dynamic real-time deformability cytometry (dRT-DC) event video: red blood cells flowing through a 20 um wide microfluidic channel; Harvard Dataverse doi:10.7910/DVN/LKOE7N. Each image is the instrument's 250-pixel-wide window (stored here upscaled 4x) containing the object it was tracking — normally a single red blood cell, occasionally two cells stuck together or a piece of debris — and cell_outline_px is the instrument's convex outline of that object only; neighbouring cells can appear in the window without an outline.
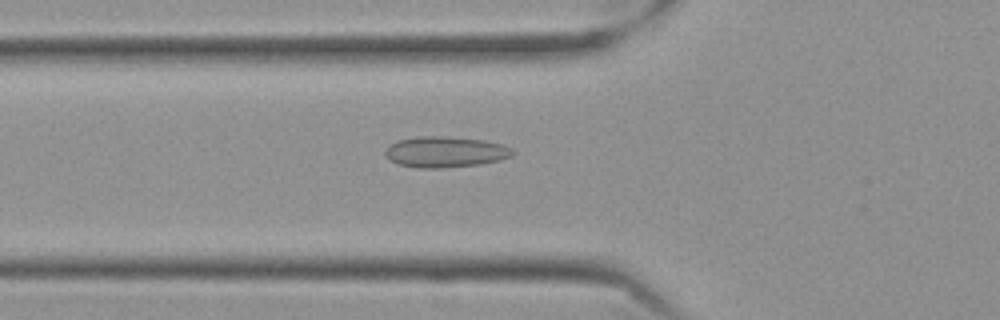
{"species": "Egyptian fruit bat (a non-hibernating species)", "species_latin": "Rousettus aegyptiacus", "temperature_condition": "cold", "stored_images_in_passage": 51, "camera_frame_rate_fps": 3000, "um_per_image_px": 0.085, "frame": {"image": 1, "passage_image": 14, "time_ms": 4.333, "image_size_px": [1000, 320], "cell_outline_px": [[516, 152], [512, 156], [500, 160], [480, 164], [440, 168], [416, 168], [396, 164], [384, 152], [396, 140], [424, 136], [444, 136], [484, 140], [500, 144], [512, 148]], "centroid_in_image_um": [37.88, 12.92], "position_along_channel_um": 87.9, "area_um2": 22.83}}
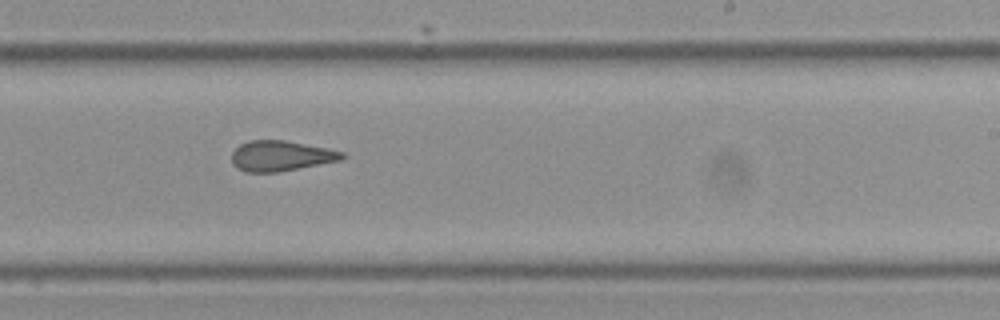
{"frame": {"image": 2, "passage_image": 29, "time_ms": 9.333, "image_size_px": [1000, 320], "cell_outline_px": [[348, 156], [340, 160], [276, 172], [244, 172], [236, 168], [232, 164], [232, 152], [240, 144], [248, 140], [284, 140], [344, 152]], "centroid_in_image_um": [23.82, 13.25], "position_along_channel_um": 265.2, "area_um2": 19.36}}
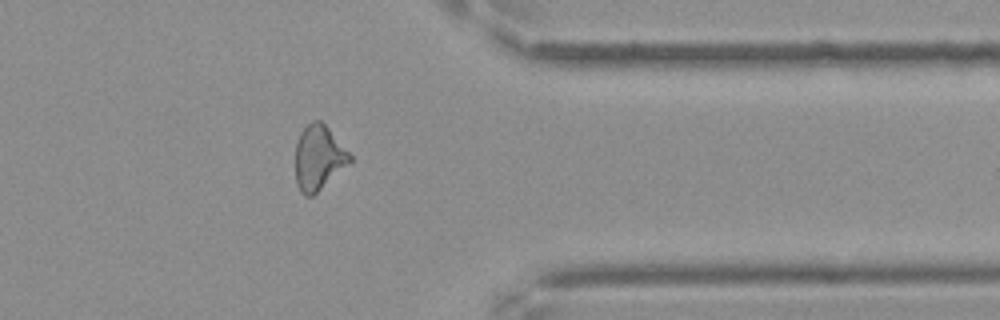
{"frame": {"image": 3, "passage_image": 40, "time_ms": 13.0, "image_size_px": [1000, 320], "cell_outline_px": [[352, 160], [312, 196], [304, 196], [300, 192], [296, 184], [296, 144], [300, 132], [312, 120], [320, 120], [328, 128], [352, 156]], "centroid_in_image_um": [27.05, 13.4], "position_along_channel_um": 384.3, "area_um2": 20.17}, "authors_computed_cell_mechanics": {"area_um2": 20.519, "velocity_mm_per_s": 3.5357, "shape_relaxation_time_tau1_ms": null, "shape_relaxation_time_tau2_ms": 2.56, "deformation_change_tau1": null, "deformation_change_tau2": 0.1193}}